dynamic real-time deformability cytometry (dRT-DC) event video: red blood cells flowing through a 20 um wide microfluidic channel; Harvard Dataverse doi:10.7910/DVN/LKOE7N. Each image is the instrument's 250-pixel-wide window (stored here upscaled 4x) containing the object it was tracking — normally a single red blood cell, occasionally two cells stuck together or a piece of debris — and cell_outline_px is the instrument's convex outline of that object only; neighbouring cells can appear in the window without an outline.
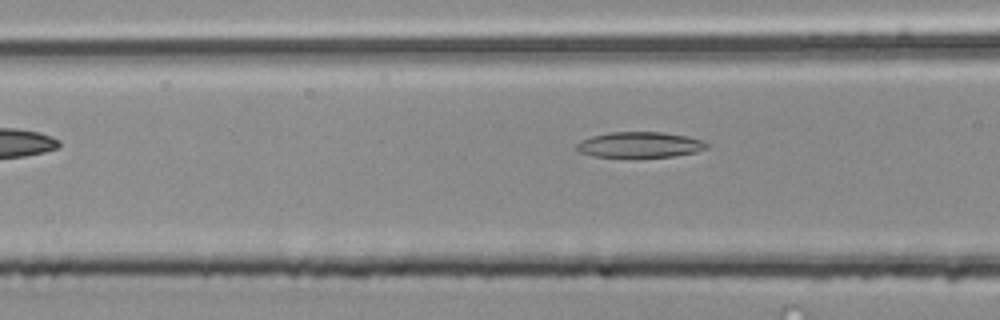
{"species": "common noctule bat (a hibernating species)", "species_latin": "Nyctalus noctula", "temperature_condition": "room temperature", "stored_images_in_passage": 7, "camera_frame_rate_fps": 3000, "um_per_image_px": 0.085, "animal": {"sex": "male", "body_mass_g": 20.4}, "frame": {"image": 1, "passage_image": 5, "time_ms": 1.333, "image_size_px": [1000, 320], "cell_outline_px": [[708, 148], [696, 152], [672, 156], [596, 156], [580, 152], [576, 148], [576, 144], [580, 140], [592, 136], [608, 132], [664, 132], [688, 136], [704, 140], [708, 144]], "centroid_in_image_um": [54.42, 12.28], "position_along_channel_um": 112.2, "area_um2": 19.25}}
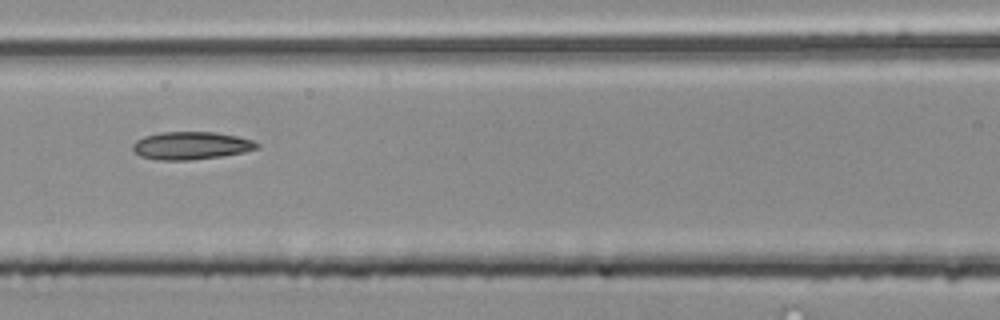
{"frame": {"image": 2, "passage_image": 7, "time_ms": 2.0, "image_size_px": [1000, 320], "cell_outline_px": [[260, 148], [244, 152], [220, 156], [188, 160], [160, 160], [140, 156], [132, 152], [132, 144], [136, 140], [144, 136], [160, 132], [216, 132], [236, 136], [252, 140], [260, 144]], "centroid_in_image_um": [16.22, 12.37], "position_along_channel_um": 150.4, "area_um2": 20.17}}